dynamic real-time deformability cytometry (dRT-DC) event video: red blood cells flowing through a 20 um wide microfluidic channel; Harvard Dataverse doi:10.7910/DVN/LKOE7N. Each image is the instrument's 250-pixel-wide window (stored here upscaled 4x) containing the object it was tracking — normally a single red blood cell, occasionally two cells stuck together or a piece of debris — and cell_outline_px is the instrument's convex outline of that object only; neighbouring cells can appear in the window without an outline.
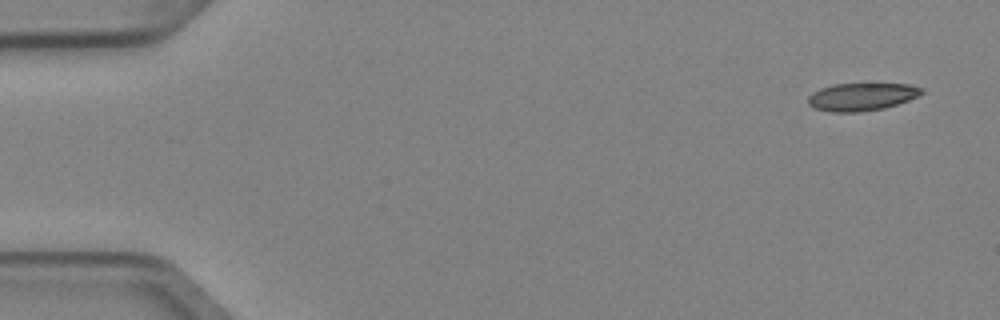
{"species": "Egyptian fruit bat (a non-hibernating species)", "species_latin": "Rousettus aegyptiacus", "temperature_condition": "cold", "stored_images_in_passage": 3, "camera_frame_rate_fps": 3000, "um_per_image_px": 0.085, "animal": {"sex": "female"}, "frame": {"image": 1, "passage_image": 1, "time_ms": 0.0, "image_size_px": [1000, 320], "cell_outline_px": [[924, 92], [908, 100], [884, 108], [860, 112], [832, 112], [816, 108], [808, 104], [808, 96], [812, 92], [820, 88], [832, 84], [908, 84], [924, 88]], "centroid_in_image_um": [73.22, 8.22], "position_along_channel_um": 11.8, "area_um2": 18.26}}